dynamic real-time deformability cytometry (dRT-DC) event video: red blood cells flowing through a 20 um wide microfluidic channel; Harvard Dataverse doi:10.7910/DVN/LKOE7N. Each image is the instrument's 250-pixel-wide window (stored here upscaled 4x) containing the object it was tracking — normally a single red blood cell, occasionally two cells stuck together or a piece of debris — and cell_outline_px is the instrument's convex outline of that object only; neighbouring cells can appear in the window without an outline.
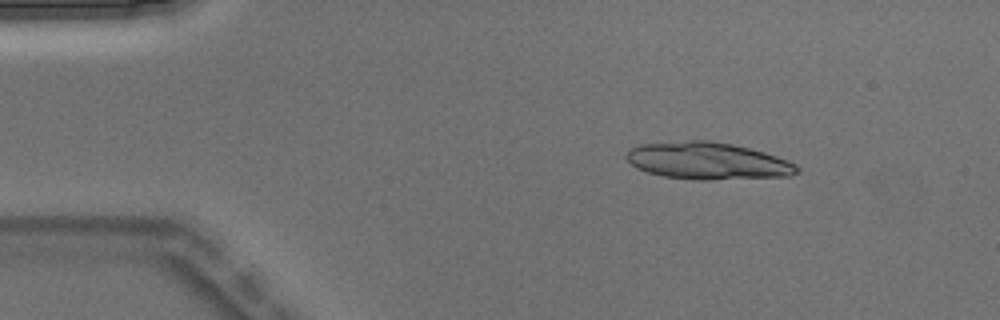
{"species": "Egyptian fruit bat (a non-hibernating species)", "species_latin": "Rousettus aegyptiacus", "temperature_condition": "warm", "stored_images_in_passage": 4, "camera_frame_rate_fps": 3000, "um_per_image_px": 0.085, "animal": {"sex": "male"}, "frame": {"image": 1, "passage_image": 2, "time_ms": 0.333, "image_size_px": [1000, 320], "cell_outline_px": [[800, 172], [788, 176], [708, 180], [696, 180], [664, 176], [648, 172], [636, 168], [624, 156], [628, 148], [640, 144], [688, 140], [708, 140], [732, 144], [764, 152], [788, 160], [796, 164], [800, 168]], "centroid_in_image_um": [60.14, 13.67], "position_along_channel_um": 24.9, "area_um2": 37.05}}